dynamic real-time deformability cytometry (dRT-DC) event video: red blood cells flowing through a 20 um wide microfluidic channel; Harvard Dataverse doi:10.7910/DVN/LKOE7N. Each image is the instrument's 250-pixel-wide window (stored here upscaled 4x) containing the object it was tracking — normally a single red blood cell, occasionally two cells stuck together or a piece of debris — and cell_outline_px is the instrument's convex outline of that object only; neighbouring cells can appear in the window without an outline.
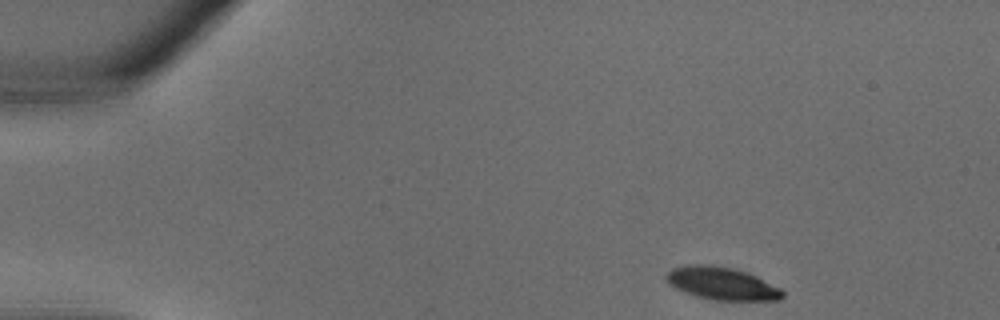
{"species": "common noctule bat (a hibernating species)", "species_latin": "Nyctalus noctula", "temperature_condition": "warm", "stored_images_in_passage": 31, "camera_frame_rate_fps": 3000, "um_per_image_px": 0.085, "animal": {"sex": "male", "body_mass_g": 18.8}, "frame": {"image": 1, "passage_image": 1, "time_ms": 0.0, "image_size_px": [1000, 320], "cell_outline_px": [[784, 296], [780, 300], [716, 300], [696, 296], [676, 288], [668, 284], [664, 276], [672, 268], [692, 264], [708, 264], [732, 268], [748, 272], [780, 288], [784, 292]], "centroid_in_image_um": [61.35, 24.09], "position_along_channel_um": 23.7, "area_um2": 22.08}}
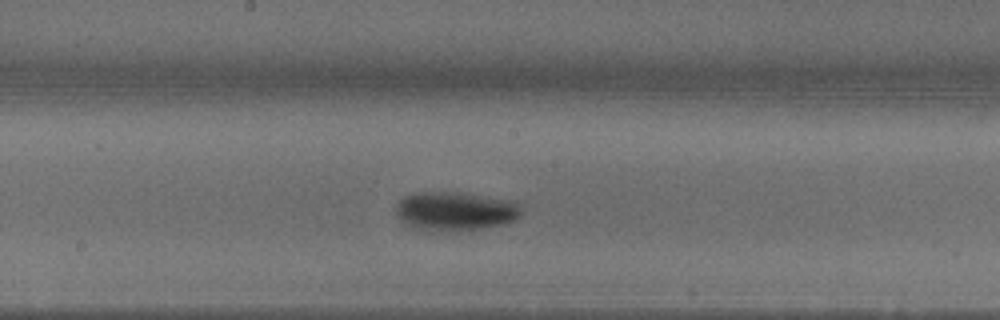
{"frame": {"image": 2, "passage_image": 15, "time_ms": 4.667, "image_size_px": [1000, 320], "cell_outline_px": [[520, 216], [516, 220], [484, 228], [432, 232], [408, 224], [400, 220], [396, 212], [396, 200], [412, 192], [460, 192], [516, 200], [520, 204]], "centroid_in_image_um": [38.69, 17.92], "position_along_channel_um": 209.5, "area_um2": 28.73}}
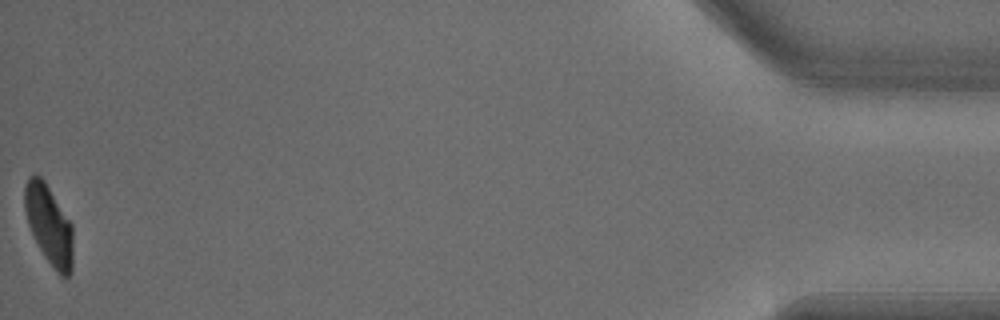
{"frame": {"image": 3, "passage_image": 31, "time_ms": 10.0, "image_size_px": [1000, 320], "cell_outline_px": [[72, 272], [68, 280], [60, 276], [44, 256], [28, 224], [24, 208], [24, 184], [28, 176], [36, 172], [44, 180], [72, 224]], "centroid_in_image_um": [4.16, 19.1], "position_along_channel_um": 431.0, "area_um2": 22.48}}